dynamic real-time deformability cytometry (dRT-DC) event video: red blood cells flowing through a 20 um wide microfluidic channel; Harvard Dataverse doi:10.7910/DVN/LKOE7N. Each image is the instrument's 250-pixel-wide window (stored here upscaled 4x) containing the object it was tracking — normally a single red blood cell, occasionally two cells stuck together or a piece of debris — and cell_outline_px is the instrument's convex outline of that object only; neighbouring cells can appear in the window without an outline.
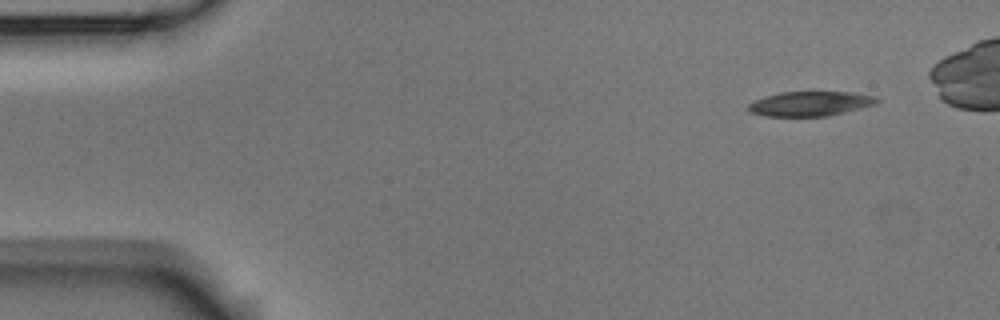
{"species": "Egyptian fruit bat (a non-hibernating species)", "species_latin": "Rousettus aegyptiacus", "temperature_condition": "room temperature", "stored_images_in_passage": 47, "camera_frame_rate_fps": 3000, "um_per_image_px": 0.085, "animal": {"sex": "male"}, "frame": {"image": 1, "passage_image": 1, "time_ms": 0.0, "image_size_px": [1000, 320], "cell_outline_px": [[880, 100], [876, 104], [828, 116], [764, 116], [748, 112], [748, 104], [752, 100], [764, 96], [780, 92], [856, 92], [876, 96]], "centroid_in_image_um": [68.84, 8.81], "position_along_channel_um": 16.2, "area_um2": 18.67}}
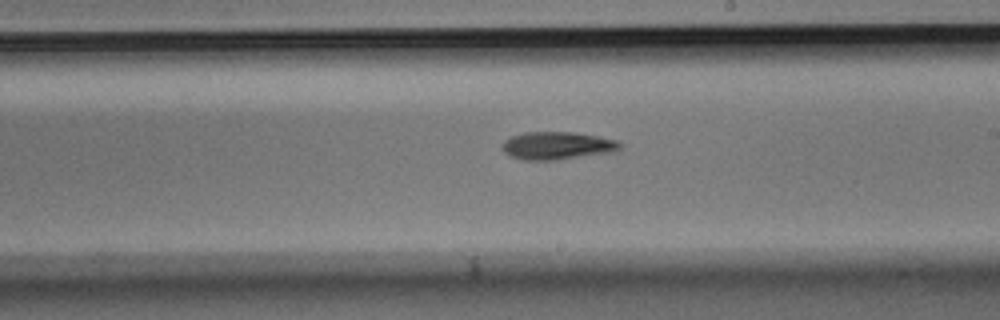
{"frame": {"image": 2, "passage_image": 28, "time_ms": 9.0, "image_size_px": [1000, 320], "cell_outline_px": [[624, 144], [616, 152], [556, 160], [524, 160], [512, 156], [504, 152], [500, 148], [500, 144], [504, 140], [512, 136], [524, 132], [576, 132], [616, 140]], "centroid_in_image_um": [47.37, 12.38], "position_along_channel_um": 241.6, "area_um2": 19.31}}
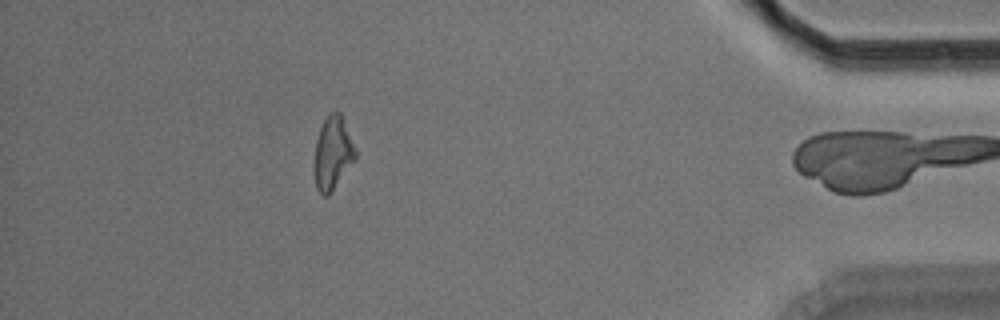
{"frame": {"image": 3, "passage_image": 46, "time_ms": 15.0, "image_size_px": [1000, 320], "cell_outline_px": [[356, 160], [328, 196], [324, 196], [316, 188], [316, 140], [320, 128], [328, 112], [336, 108], [340, 112], [356, 148]], "centroid_in_image_um": [28.33, 12.96], "position_along_channel_um": 406.9, "area_um2": 17.4}, "authors_computed_cell_mechanics": {"area_um2": 18.9006, "velocity_mm_per_s": 3.5915, "shape_relaxation_time_tau1_ms": 6.0524, "shape_relaxation_time_tau2_ms": null, "deformation_change_tau1": 0.1638, "deformation_change_tau2": null}}